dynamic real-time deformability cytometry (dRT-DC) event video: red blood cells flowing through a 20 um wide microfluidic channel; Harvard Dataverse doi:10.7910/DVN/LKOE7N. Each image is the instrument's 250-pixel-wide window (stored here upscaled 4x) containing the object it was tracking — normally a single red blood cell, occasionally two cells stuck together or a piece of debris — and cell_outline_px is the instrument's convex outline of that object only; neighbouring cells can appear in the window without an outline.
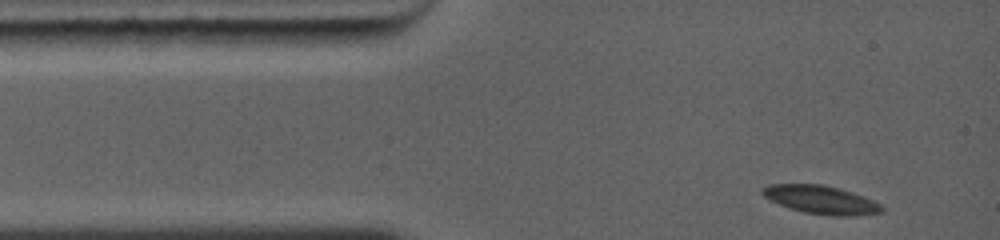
{"species": "common noctule bat (a hibernating species)", "species_latin": "Nyctalus noctula", "temperature_condition": "warm", "stored_images_in_passage": 18, "camera_frame_rate_fps": 5000, "um_per_image_px": 0.085, "animal": {"sex": "female", "body_mass_g": 19.0, "forearm_length_mm": 56.7}, "frame": {"image": 1, "passage_image": 1, "time_ms": 0.0, "image_size_px": [1000, 240], "cell_outline_px": [[884, 212], [856, 216], [832, 216], [804, 212], [780, 204], [764, 196], [760, 192], [760, 188], [768, 184], [824, 184], [840, 188], [864, 196], [880, 204], [884, 208]], "centroid_in_image_um": [69.81, 16.97], "position_along_channel_um": 15.2, "area_um2": 19.77}}
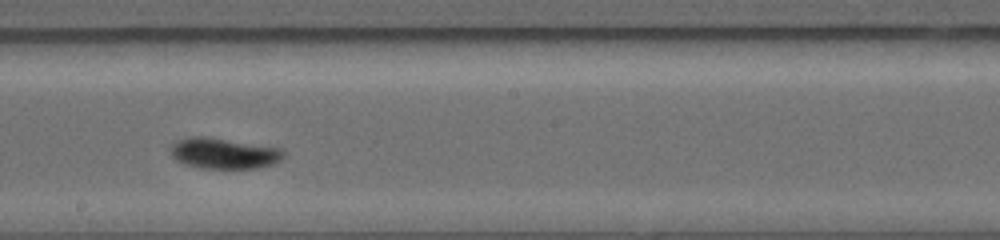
{"frame": {"image": 2, "passage_image": 11, "time_ms": 6.0, "image_size_px": [1000, 240], "cell_outline_px": [[288, 152], [276, 164], [260, 168], [204, 168], [184, 164], [176, 160], [172, 156], [168, 148], [172, 144], [188, 136], [208, 136], [284, 148]], "centroid_in_image_um": [19.09, 13.02], "position_along_channel_um": 229.1, "area_um2": 20.81}}
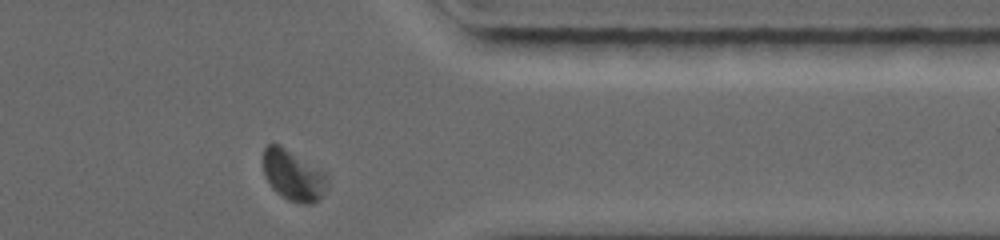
{"frame": {"image": 3, "passage_image": 18, "time_ms": 9.8, "image_size_px": [1000, 240], "cell_outline_px": [[328, 180], [320, 200], [312, 204], [300, 204], [288, 200], [276, 192], [272, 188], [264, 172], [264, 148], [268, 144], [280, 144], [320, 172]], "centroid_in_image_um": [24.88, 14.95], "position_along_channel_um": 386.5, "area_um2": 18.21}, "authors_computed_cell_mechanics": {"area_um2": 19.5942, "velocity_mm_per_s": 4.3248, "shape_relaxation_time_tau1_ms": 1.55, "shape_relaxation_time_tau2_ms": 3.0805, "deformation_change_tau1": 0.0732, "deformation_change_tau2": 0.049}}